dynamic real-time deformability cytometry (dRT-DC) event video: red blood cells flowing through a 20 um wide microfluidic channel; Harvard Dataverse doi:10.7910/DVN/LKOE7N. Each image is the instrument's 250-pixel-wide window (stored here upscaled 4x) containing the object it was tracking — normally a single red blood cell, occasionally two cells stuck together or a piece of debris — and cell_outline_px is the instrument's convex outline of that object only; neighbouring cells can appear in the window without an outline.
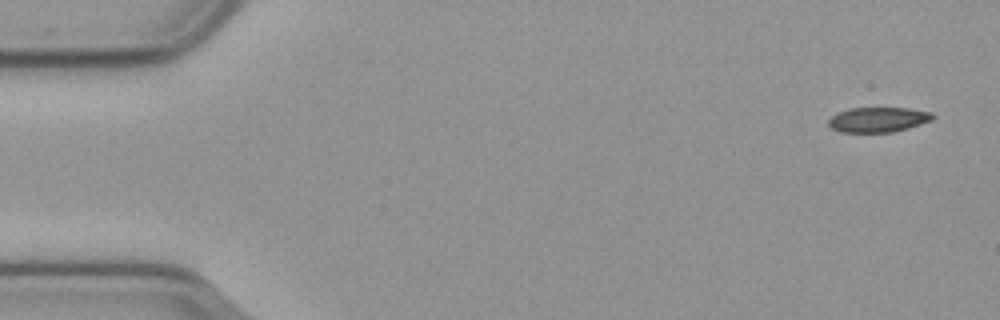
{"species": "common noctule bat (a hibernating species)", "species_latin": "Nyctalus noctula", "temperature_condition": "cold", "stored_images_in_passage": 55, "camera_frame_rate_fps": 3000, "um_per_image_px": 0.085, "animal": {"sex": "male", "body_mass_g": 23.1, "forearm_length_mm": 52.7}, "frame": {"image": 1, "passage_image": 1, "time_ms": 0.0, "image_size_px": [1000, 320], "cell_outline_px": [[936, 116], [932, 120], [908, 128], [892, 132], [840, 132], [832, 128], [828, 124], [828, 120], [832, 116], [848, 108], [908, 108], [932, 112]], "centroid_in_image_um": [74.66, 10.16], "position_along_channel_um": 10.3, "area_um2": 15.14}}
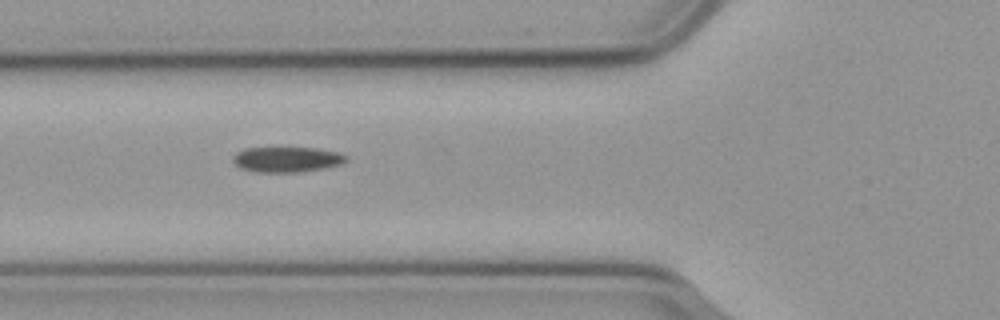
{"frame": {"image": 2, "passage_image": 19, "time_ms": 6.0, "image_size_px": [1000, 320], "cell_outline_px": [[348, 160], [340, 164], [324, 168], [300, 172], [256, 172], [240, 168], [232, 160], [232, 156], [236, 152], [244, 148], [316, 148], [336, 152], [348, 156]], "centroid_in_image_um": [24.36, 13.55], "position_along_channel_um": 101.4, "area_um2": 16.7}}
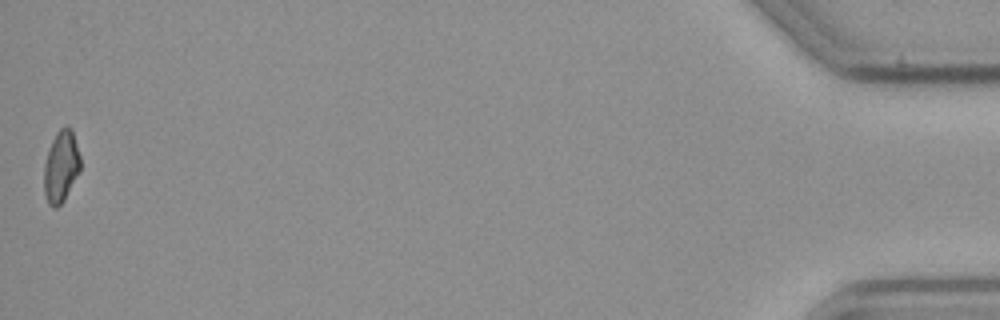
{"frame": {"image": 3, "passage_image": 55, "time_ms": 18.0, "image_size_px": [1000, 320], "cell_outline_px": [[80, 172], [64, 200], [56, 208], [52, 208], [48, 204], [44, 192], [44, 164], [52, 140], [56, 132], [64, 124], [68, 124], [72, 128], [80, 156]], "centroid_in_image_um": [5.2, 14.13], "position_along_channel_um": 430.0, "area_um2": 15.43}}